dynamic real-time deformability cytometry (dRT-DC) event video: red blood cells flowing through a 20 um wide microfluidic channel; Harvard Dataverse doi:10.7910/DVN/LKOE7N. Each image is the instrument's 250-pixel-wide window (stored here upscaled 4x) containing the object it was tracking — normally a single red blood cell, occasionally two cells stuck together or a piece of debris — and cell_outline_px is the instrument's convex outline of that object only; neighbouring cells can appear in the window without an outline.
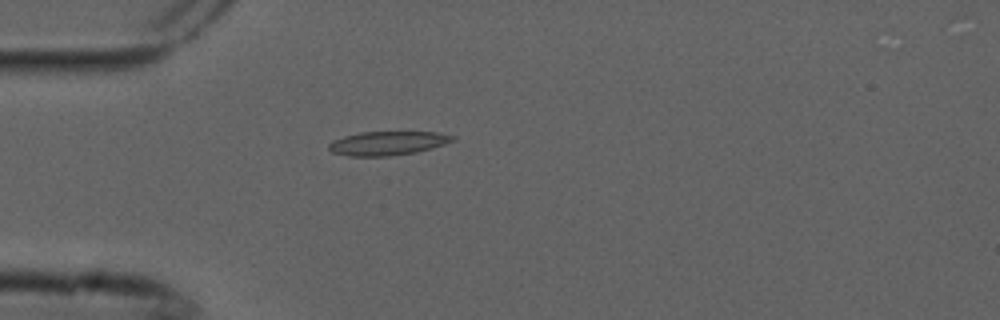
{"species": "common noctule bat (a hibernating species)", "species_latin": "Nyctalus noctula", "temperature_condition": "cold", "stored_images_in_passage": 5, "camera_frame_rate_fps": 3000, "um_per_image_px": 0.085, "animal": {"sex": "male", "forearm_length_mm": 52.5}, "frame": {"image": 1, "passage_image": 5, "time_ms": 1.333, "image_size_px": [1000, 320], "cell_outline_px": [[456, 140], [432, 148], [416, 152], [388, 156], [348, 156], [332, 152], [328, 148], [328, 144], [332, 140], [344, 136], [360, 132], [436, 132], [456, 136]], "centroid_in_image_um": [32.94, 12.17], "position_along_channel_um": 52.1, "area_um2": 17.28}}